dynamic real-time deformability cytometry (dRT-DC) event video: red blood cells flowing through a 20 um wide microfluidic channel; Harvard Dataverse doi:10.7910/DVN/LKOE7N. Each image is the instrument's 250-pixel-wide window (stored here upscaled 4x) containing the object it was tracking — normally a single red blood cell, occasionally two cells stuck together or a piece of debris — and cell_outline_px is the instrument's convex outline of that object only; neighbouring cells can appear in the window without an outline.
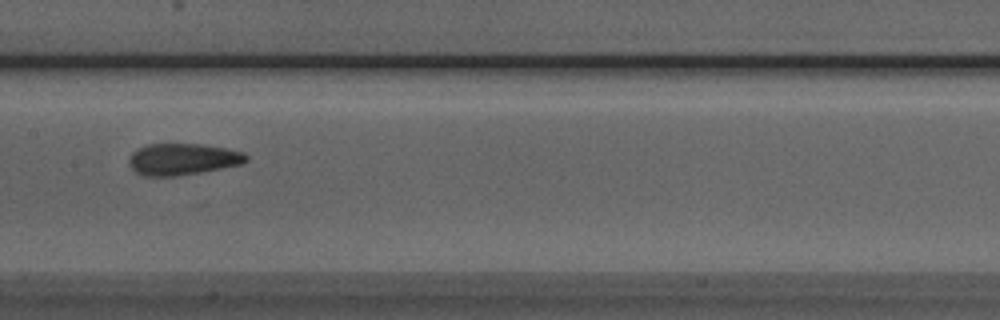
{"species": "Egyptian fruit bat (a non-hibernating species)", "species_latin": "Rousettus aegyptiacus", "temperature_condition": "room temperature", "stored_images_in_passage": 7, "camera_frame_rate_fps": 3000, "um_per_image_px": 0.085, "animal": {"sex": "male"}, "frame": {"image": 1, "passage_image": 7, "time_ms": 6.667, "image_size_px": [1000, 320], "cell_outline_px": [[248, 160], [240, 164], [200, 172], [176, 176], [144, 176], [136, 172], [128, 164], [128, 160], [132, 152], [148, 144], [204, 144], [244, 152], [248, 156]], "centroid_in_image_um": [15.51, 13.53], "position_along_channel_um": 191.9, "area_um2": 21.44}}